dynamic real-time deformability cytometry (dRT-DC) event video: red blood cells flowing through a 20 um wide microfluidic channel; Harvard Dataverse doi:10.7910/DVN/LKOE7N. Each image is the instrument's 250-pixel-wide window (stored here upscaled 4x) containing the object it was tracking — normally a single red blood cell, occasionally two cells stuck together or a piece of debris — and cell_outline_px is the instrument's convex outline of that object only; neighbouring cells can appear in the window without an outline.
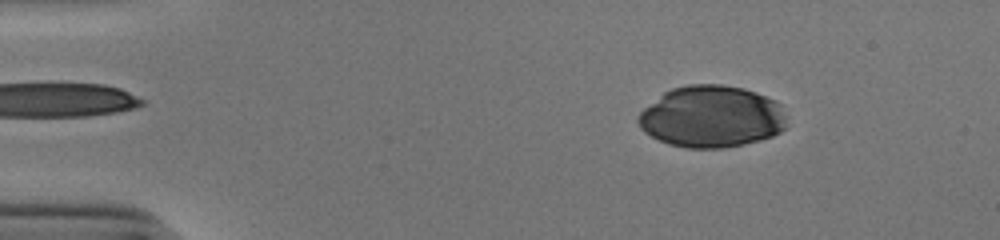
{"species": "human", "species_latin": "Homo sapiens", "temperature_condition": "cold", "stored_images_in_passage": 52, "camera_frame_rate_fps": 3000, "um_per_image_px": 0.085, "donor": {"sex": "male"}, "frame": {"image": 1, "passage_image": 8, "time_ms": 2.333, "image_size_px": [1000, 240], "cell_outline_px": [[784, 128], [780, 132], [772, 136], [760, 140], [744, 144], [724, 148], [688, 148], [668, 144], [644, 132], [640, 128], [636, 120], [636, 116], [644, 108], [664, 92], [672, 88], [688, 84], [720, 84], [744, 88], [776, 100], [780, 104], [784, 116]], "centroid_in_image_um": [60.45, 9.91], "position_along_channel_um": 24.5, "area_um2": 53.58}}